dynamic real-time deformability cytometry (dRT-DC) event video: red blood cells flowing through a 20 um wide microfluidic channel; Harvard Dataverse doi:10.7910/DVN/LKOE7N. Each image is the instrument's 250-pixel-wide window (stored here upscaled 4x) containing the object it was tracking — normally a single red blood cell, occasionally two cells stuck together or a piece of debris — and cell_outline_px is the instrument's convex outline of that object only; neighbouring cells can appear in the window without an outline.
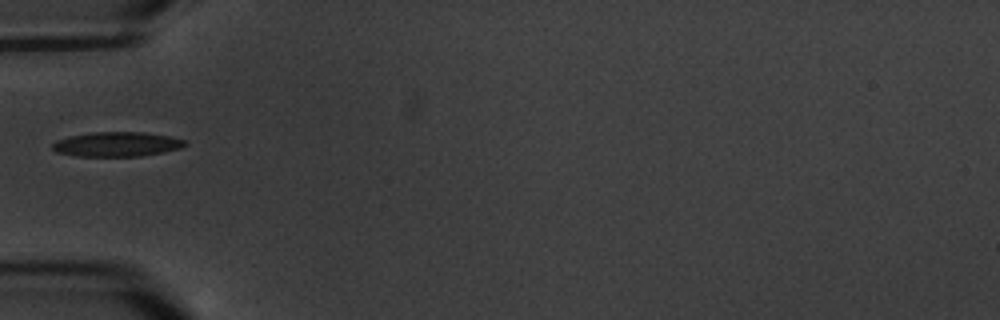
{"species": "common noctule bat (a hibernating species)", "species_latin": "Nyctalus noctula", "temperature_condition": "warm", "stored_images_in_passage": 7, "camera_frame_rate_fps": 3000, "um_per_image_px": 0.085, "animal": {"sex": "male", "body_mass_g": 20.1, "forearm_length_mm": 53.5}, "frame": {"image": 1, "passage_image": 7, "time_ms": 6.667, "image_size_px": [1000, 320], "cell_outline_px": [[188, 144], [180, 148], [164, 152], [140, 156], [76, 156], [56, 152], [52, 148], [52, 144], [56, 140], [68, 136], [92, 132], [144, 132], [168, 136], [188, 140]], "centroid_in_image_um": [9.94, 12.25], "position_along_channel_um": 75.1, "area_um2": 19.13}}